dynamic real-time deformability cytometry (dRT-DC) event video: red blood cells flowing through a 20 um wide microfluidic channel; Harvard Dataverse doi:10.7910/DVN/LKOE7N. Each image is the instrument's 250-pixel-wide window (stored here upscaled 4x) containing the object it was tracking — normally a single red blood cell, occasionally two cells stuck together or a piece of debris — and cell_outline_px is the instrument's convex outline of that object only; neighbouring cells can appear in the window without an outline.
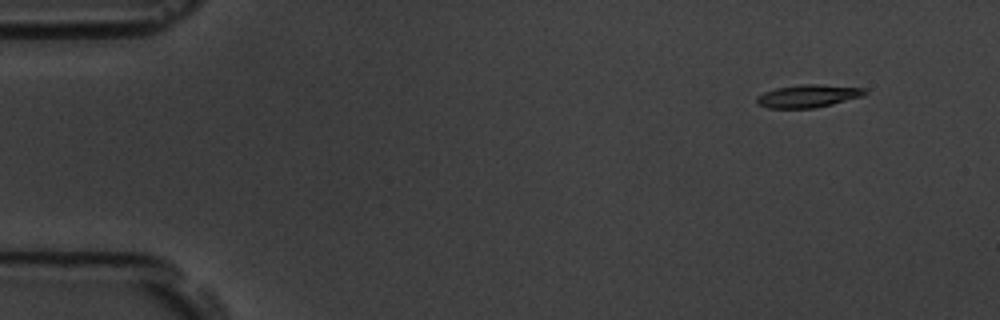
{"species": "common noctule bat (a hibernating species)", "species_latin": "Nyctalus noctula", "temperature_condition": "room temperature", "stored_images_in_passage": 7, "camera_frame_rate_fps": 3000, "um_per_image_px": 0.085, "animal": {"sex": "male", "body_mass_g": 19.5, "forearm_length_mm": 54.6}, "frame": {"image": 1, "passage_image": 2, "time_ms": 1.0, "image_size_px": [1000, 320], "cell_outline_px": [[868, 92], [864, 96], [816, 108], [768, 108], [756, 104], [756, 96], [764, 92], [776, 88], [800, 84], [816, 84], [864, 88]], "centroid_in_image_um": [68.67, 8.16], "position_along_channel_um": 16.3, "area_um2": 14.45}}
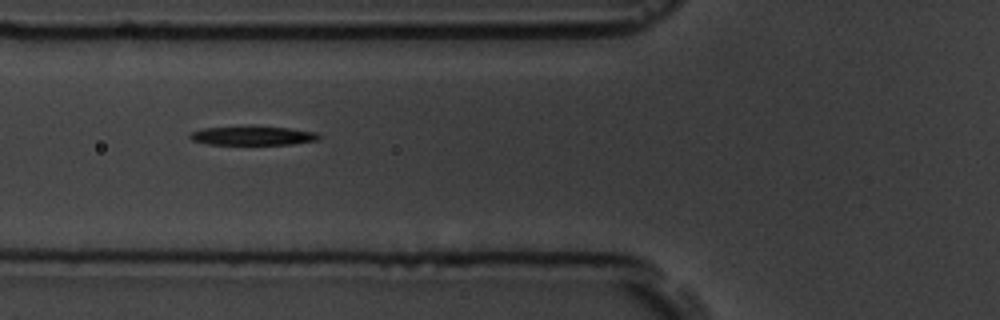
{"frame": {"image": 2, "passage_image": 6, "time_ms": 6.333, "image_size_px": [1000, 320], "cell_outline_px": [[324, 136], [320, 140], [292, 144], [208, 144], [192, 140], [188, 136], [192, 132], [204, 128], [292, 128], [316, 132]], "centroid_in_image_um": [21.59, 11.56], "position_along_channel_um": 104.2, "area_um2": 13.7}}
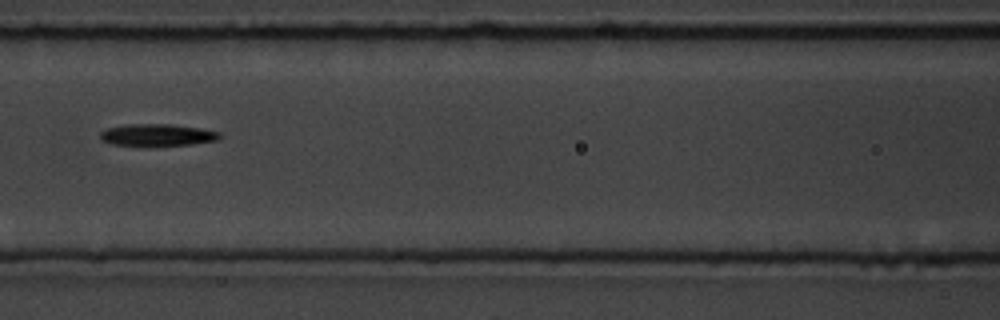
{"frame": {"image": 3, "passage_image": 7, "time_ms": 7.667, "image_size_px": [1000, 320], "cell_outline_px": [[224, 136], [220, 140], [192, 144], [148, 148], [112, 144], [100, 140], [100, 132], [108, 128], [128, 124], [172, 124], [200, 128], [220, 132]], "centroid_in_image_um": [13.4, 11.51], "position_along_channel_um": 153.2, "area_um2": 16.13}}